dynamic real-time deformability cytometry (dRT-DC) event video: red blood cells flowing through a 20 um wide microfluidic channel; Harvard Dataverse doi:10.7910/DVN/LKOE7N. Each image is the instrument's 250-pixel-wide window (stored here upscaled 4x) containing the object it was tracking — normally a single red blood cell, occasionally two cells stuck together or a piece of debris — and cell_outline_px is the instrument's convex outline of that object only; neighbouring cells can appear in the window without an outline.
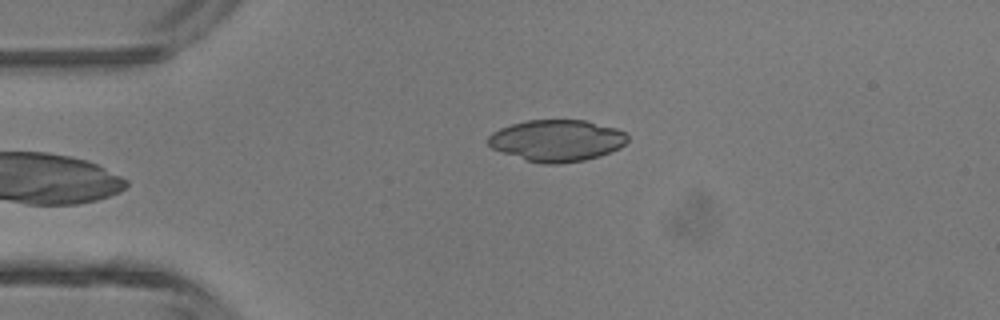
{"species": "common noctule bat (a hibernating species)", "species_latin": "Nyctalus noctula", "temperature_condition": "room temperature", "stored_images_in_passage": 4, "camera_frame_rate_fps": 3000, "um_per_image_px": 0.085, "animal": {"sex": "male", "body_mass_g": 13.3}, "frame": {"image": 1, "passage_image": 4, "time_ms": 1.0, "image_size_px": [1000, 320], "cell_outline_px": [[628, 140], [620, 148], [600, 156], [584, 160], [560, 164], [544, 164], [528, 160], [492, 148], [488, 144], [488, 136], [492, 132], [500, 128], [512, 124], [528, 120], [584, 120], [616, 128], [624, 132], [628, 136]], "centroid_in_image_um": [47.35, 11.94], "position_along_channel_um": 37.6, "area_um2": 33.58}}